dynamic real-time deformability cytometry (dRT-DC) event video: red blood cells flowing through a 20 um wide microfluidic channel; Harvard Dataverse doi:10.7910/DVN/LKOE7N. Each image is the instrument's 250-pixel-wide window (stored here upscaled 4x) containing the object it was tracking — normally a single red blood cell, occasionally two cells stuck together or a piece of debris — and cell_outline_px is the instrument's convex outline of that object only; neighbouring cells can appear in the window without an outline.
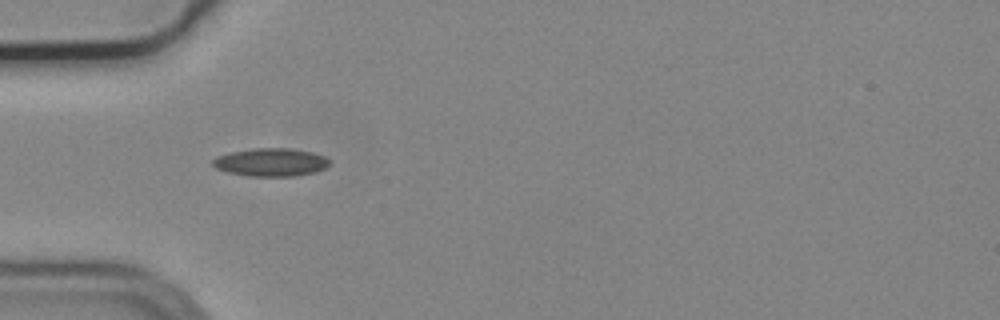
{"species": "common noctule bat (a hibernating species)", "species_latin": "Nyctalus noctula", "temperature_condition": "cold", "stored_images_in_passage": 13, "camera_frame_rate_fps": 3000, "um_per_image_px": 0.085, "animal": {"sex": "male", "body_mass_g": 19.2, "forearm_length_mm": 51.8}, "frame": {"image": 1, "passage_image": 4, "time_ms": 1.0, "image_size_px": [1000, 320], "cell_outline_px": [[328, 164], [324, 168], [316, 172], [292, 176], [248, 176], [228, 172], [216, 168], [212, 164], [212, 160], [216, 156], [232, 152], [256, 148], [288, 148], [312, 152], [324, 156], [328, 160]], "centroid_in_image_um": [23.0, 13.79], "position_along_channel_um": 62.0, "area_um2": 18.9}}
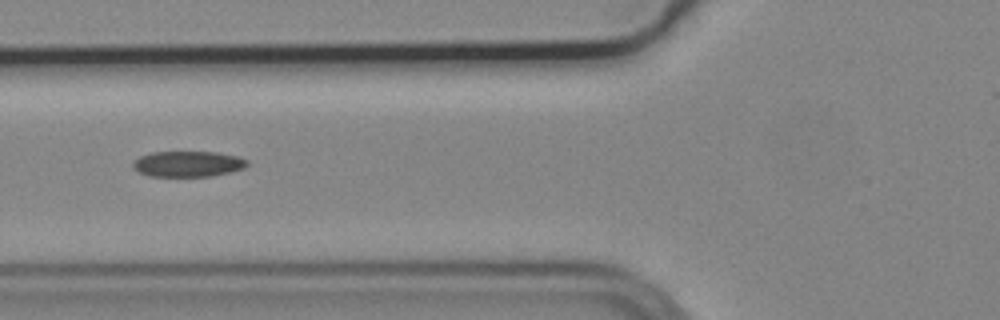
{"frame": {"image": 2, "passage_image": 5, "time_ms": 1.333, "image_size_px": [1000, 320], "cell_outline_px": [[248, 164], [244, 168], [212, 176], [148, 176], [132, 168], [132, 164], [140, 156], [152, 152], [216, 152], [236, 156], [248, 160]], "centroid_in_image_um": [15.96, 13.93], "position_along_channel_um": 109.8, "area_um2": 16.99}}
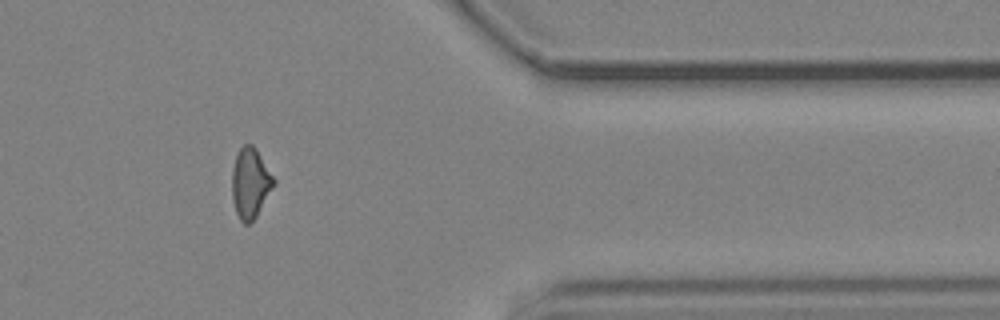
{"frame": {"image": 3, "passage_image": 12, "time_ms": 3.667, "image_size_px": [1000, 320], "cell_outline_px": [[276, 184], [256, 216], [248, 224], [244, 224], [240, 220], [236, 212], [232, 200], [232, 168], [236, 156], [240, 148], [244, 144], [252, 144], [256, 148], [276, 180]], "centroid_in_image_um": [21.29, 15.56], "position_along_channel_um": 390.1, "area_um2": 17.17}}